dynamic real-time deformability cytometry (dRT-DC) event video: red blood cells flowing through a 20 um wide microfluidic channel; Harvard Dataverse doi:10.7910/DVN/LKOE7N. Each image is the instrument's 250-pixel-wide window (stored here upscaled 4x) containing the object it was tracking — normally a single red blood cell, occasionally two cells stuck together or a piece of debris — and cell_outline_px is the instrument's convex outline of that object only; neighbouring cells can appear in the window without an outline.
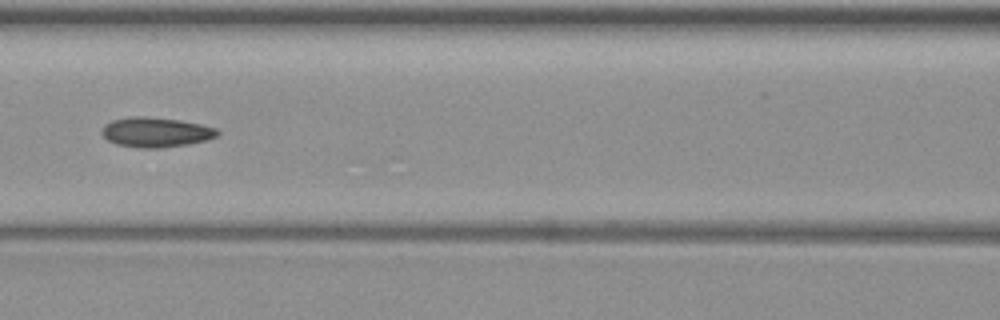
{"species": "common noctule bat (a hibernating species)", "species_latin": "Nyctalus noctula", "temperature_condition": "warm", "stored_images_in_passage": 11, "camera_frame_rate_fps": 3000, "um_per_image_px": 0.085, "animal": {"sex": "female", "body_mass_g": 19.3, "forearm_length_mm": 54.1}, "frame": {"image": 1, "passage_image": 7, "time_ms": 8.0, "image_size_px": [1000, 320], "cell_outline_px": [[220, 132], [216, 136], [208, 140], [188, 144], [160, 148], [140, 148], [116, 144], [108, 140], [100, 132], [104, 124], [112, 120], [132, 116], [144, 116], [180, 120], [200, 124], [216, 128]], "centroid_in_image_um": [13.23, 11.24], "position_along_channel_um": 153.4, "area_um2": 20.17}}
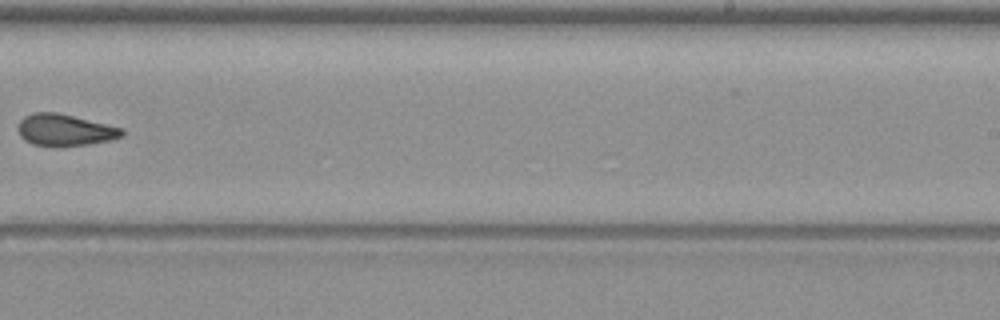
{"frame": {"image": 2, "passage_image": 10, "time_ms": 11.667, "image_size_px": [1000, 320], "cell_outline_px": [[124, 136], [112, 140], [92, 144], [56, 148], [32, 144], [24, 140], [20, 136], [20, 120], [24, 116], [32, 112], [56, 112], [124, 128]], "centroid_in_image_um": [5.55, 11.08], "position_along_channel_um": 283.5, "area_um2": 19.59}}
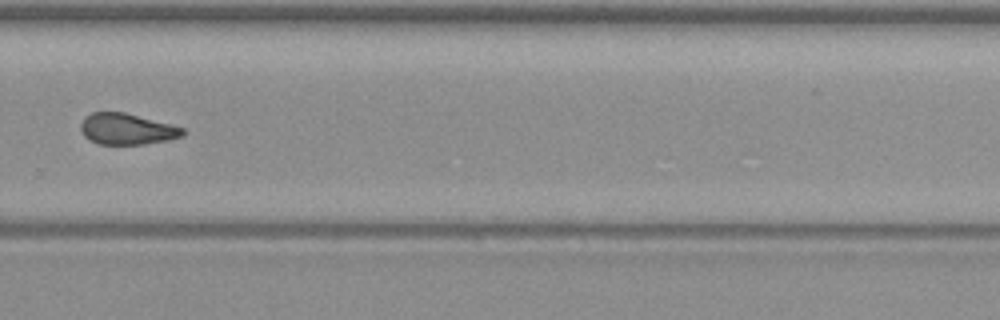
{"frame": {"image": 3, "passage_image": 11, "time_ms": 12.667, "image_size_px": [1000, 320], "cell_outline_px": [[184, 136], [168, 140], [144, 144], [100, 144], [88, 140], [84, 136], [80, 128], [80, 124], [84, 116], [92, 112], [124, 112], [172, 124], [184, 128]], "centroid_in_image_um": [10.78, 10.96], "position_along_channel_um": 319.0, "area_um2": 18.67}}